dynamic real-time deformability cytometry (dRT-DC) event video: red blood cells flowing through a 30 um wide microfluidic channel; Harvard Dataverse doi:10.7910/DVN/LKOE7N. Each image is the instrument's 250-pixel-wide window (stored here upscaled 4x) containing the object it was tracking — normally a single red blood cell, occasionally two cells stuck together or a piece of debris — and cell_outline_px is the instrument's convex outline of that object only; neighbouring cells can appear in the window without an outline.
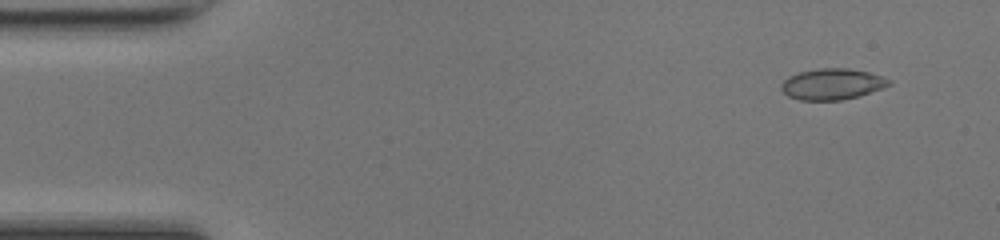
{"species": "common noctule bat (a hibernating species)", "species_latin": "Nyctalus noctula", "temperature_condition": "room temperature", "stored_images_in_passage": 48, "camera_frame_rate_fps": 3000, "um_per_image_px": 0.085, "animal": {"sex": "female", "body_mass_g": 17.0, "forearm_length_mm": 48.0}, "frame": {"image": 1, "passage_image": 4, "time_ms": 1.0, "image_size_px": [1000, 240], "cell_outline_px": [[892, 84], [884, 88], [856, 96], [840, 100], [800, 100], [788, 96], [780, 88], [780, 84], [788, 76], [800, 72], [820, 68], [848, 68], [868, 72], [892, 80]], "centroid_in_image_um": [70.73, 7.14], "position_along_channel_um": 14.3, "area_um2": 19.42}}
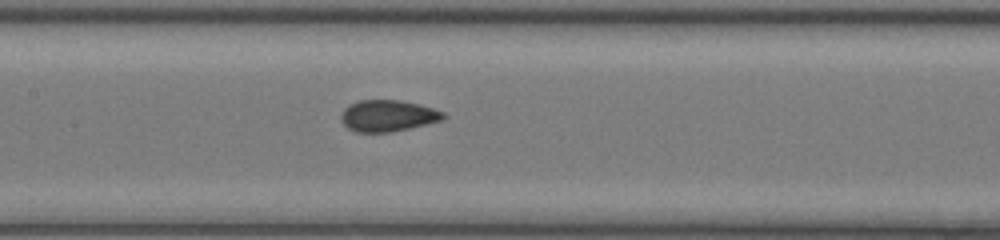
{"frame": {"image": 2, "passage_image": 23, "time_ms": 7.333, "image_size_px": [1000, 240], "cell_outline_px": [[448, 116], [440, 120], [408, 128], [388, 132], [356, 132], [348, 128], [340, 120], [340, 116], [344, 108], [348, 104], [360, 100], [400, 100], [432, 108], [444, 112]], "centroid_in_image_um": [32.91, 9.83], "position_along_channel_um": 174.5, "area_um2": 18.55}}
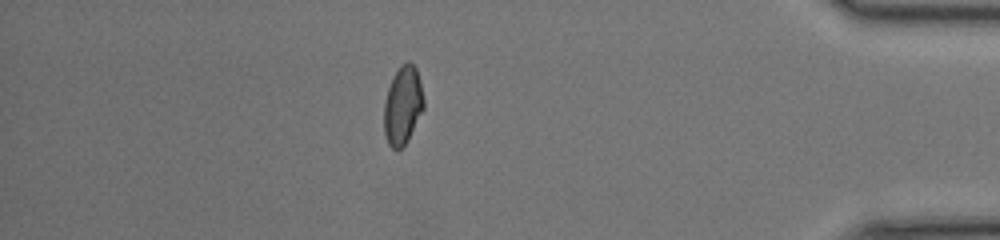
{"frame": {"image": 3, "passage_image": 42, "time_ms": 13.667, "image_size_px": [1000, 240], "cell_outline_px": [[424, 108], [408, 140], [396, 152], [388, 144], [384, 132], [384, 104], [388, 88], [392, 76], [400, 64], [408, 60], [416, 68], [424, 100]], "centroid_in_image_um": [34.22, 8.95], "position_along_channel_um": 401.0, "area_um2": 18.21}}